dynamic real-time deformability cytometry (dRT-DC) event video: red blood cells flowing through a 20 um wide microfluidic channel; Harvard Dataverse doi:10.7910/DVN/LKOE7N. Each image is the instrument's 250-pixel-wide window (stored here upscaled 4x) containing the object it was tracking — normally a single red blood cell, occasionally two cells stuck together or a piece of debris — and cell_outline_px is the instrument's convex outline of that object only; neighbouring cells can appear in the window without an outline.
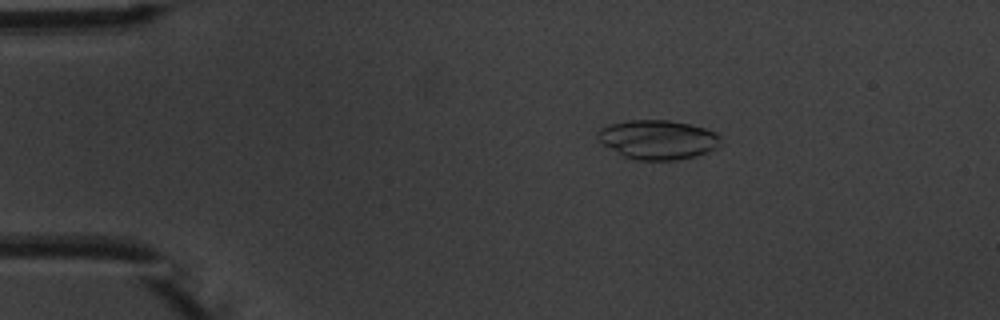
{"species": "common noctule bat (a hibernating species)", "species_latin": "Nyctalus noctula", "temperature_condition": "warm", "stored_images_in_passage": 4, "camera_frame_rate_fps": 3000, "um_per_image_px": 0.085, "animal": {"sex": "male", "body_mass_g": 20.1, "forearm_length_mm": 53.5}, "frame": {"image": 1, "passage_image": 3, "time_ms": 2.333, "image_size_px": [1000, 320], "cell_outline_px": [[720, 144], [708, 152], [696, 156], [676, 160], [636, 160], [624, 156], [596, 140], [596, 132], [600, 128], [612, 124], [628, 120], [668, 120], [688, 124], [704, 128], [716, 132], [720, 136]], "centroid_in_image_um": [55.9, 11.87], "position_along_channel_um": 29.1, "area_um2": 28.09}}